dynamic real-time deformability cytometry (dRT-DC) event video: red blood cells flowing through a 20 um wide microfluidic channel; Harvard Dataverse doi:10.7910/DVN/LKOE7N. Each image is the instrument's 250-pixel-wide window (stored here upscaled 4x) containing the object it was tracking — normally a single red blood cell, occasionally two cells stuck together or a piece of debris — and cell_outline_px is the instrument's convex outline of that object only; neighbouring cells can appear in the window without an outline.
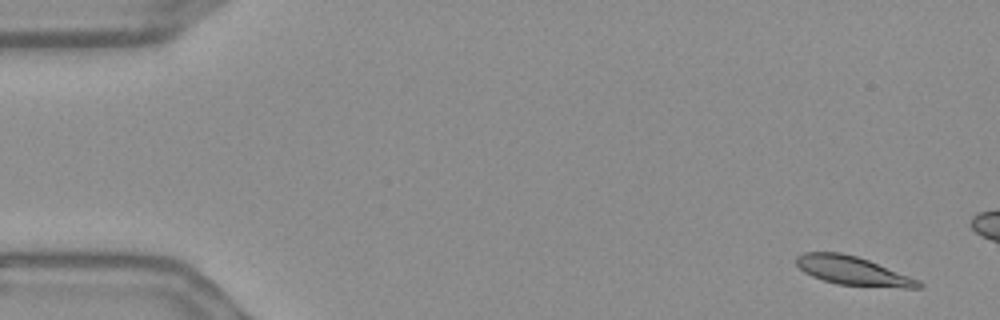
{"species": "Egyptian fruit bat (a non-hibernating species)", "species_latin": "Rousettus aegyptiacus", "temperature_condition": "warm", "stored_images_in_passage": 15, "camera_frame_rate_fps": 3000, "um_per_image_px": 0.085, "frame": {"image": 1, "passage_image": 3, "time_ms": 0.667, "image_size_px": [1000, 320], "cell_outline_px": [[924, 284], [920, 288], [904, 288], [836, 284], [812, 276], [804, 272], [796, 264], [796, 256], [804, 252], [840, 252], [856, 256], [868, 260], [920, 280]], "centroid_in_image_um": [72.49, 23.02], "position_along_channel_um": 12.5, "area_um2": 20.4}}